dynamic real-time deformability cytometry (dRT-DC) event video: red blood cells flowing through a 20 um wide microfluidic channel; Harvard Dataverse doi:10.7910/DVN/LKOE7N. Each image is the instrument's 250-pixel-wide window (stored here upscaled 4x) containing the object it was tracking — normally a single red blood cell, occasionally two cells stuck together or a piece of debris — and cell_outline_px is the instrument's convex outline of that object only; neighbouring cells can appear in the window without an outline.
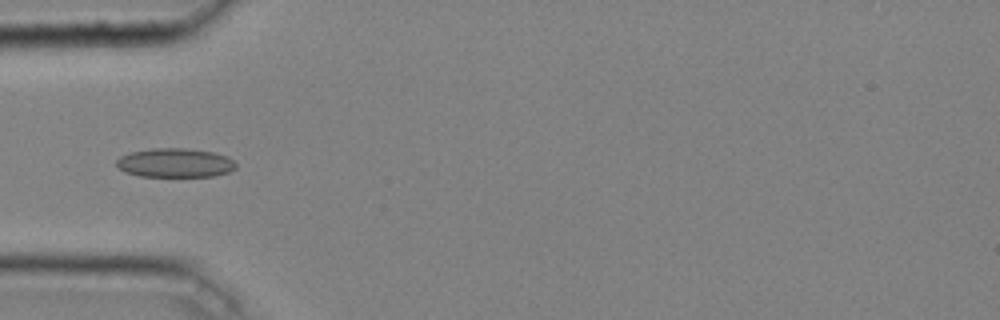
{"species": "common noctule bat (a hibernating species)", "species_latin": "Nyctalus noctula", "temperature_condition": "cold", "stored_images_in_passage": 46, "camera_frame_rate_fps": 3000, "um_per_image_px": 0.085, "animal": {"sex": "male", "body_mass_g": 20.4}, "frame": {"image": 1, "passage_image": 15, "time_ms": 4.667, "image_size_px": [1000, 320], "cell_outline_px": [[236, 168], [228, 172], [212, 176], [140, 176], [124, 172], [116, 164], [116, 160], [120, 156], [132, 152], [152, 148], [184, 148], [212, 152], [224, 156], [232, 160], [236, 164]], "centroid_in_image_um": [14.85, 13.84], "position_along_channel_um": 70.2, "area_um2": 20.0}}
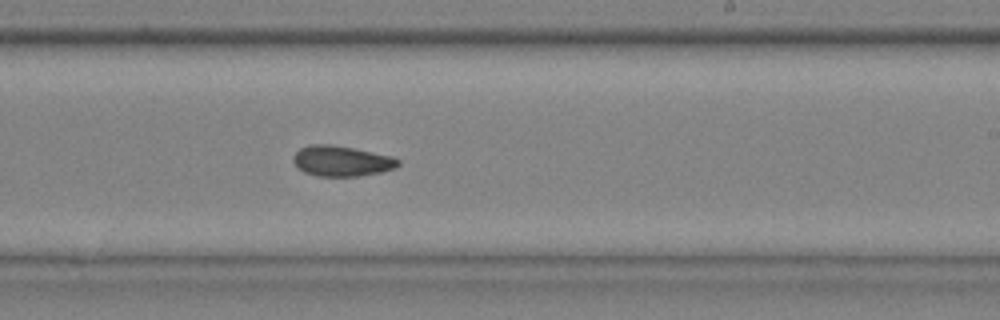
{"frame": {"image": 2, "passage_image": 29, "time_ms": 9.333, "image_size_px": [1000, 320], "cell_outline_px": [[400, 164], [396, 168], [380, 172], [356, 176], [316, 176], [304, 172], [292, 160], [292, 156], [300, 148], [308, 144], [332, 144], [392, 156], [400, 160]], "centroid_in_image_um": [29.02, 13.68], "position_along_channel_um": 260.0, "area_um2": 18.61}}
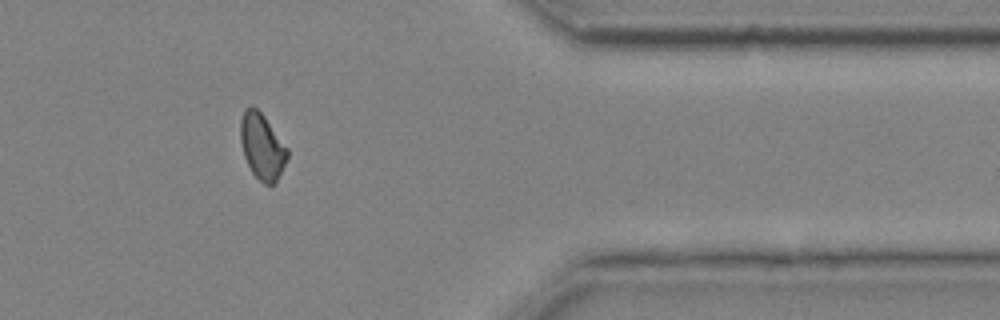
{"frame": {"image": 3, "passage_image": 40, "time_ms": 13.0, "image_size_px": [1000, 320], "cell_outline_px": [[288, 156], [276, 184], [264, 184], [252, 172], [244, 156], [240, 140], [240, 120], [244, 108], [256, 108], [264, 116], [288, 148]], "centroid_in_image_um": [22.28, 12.46], "position_along_channel_um": 389.1, "area_um2": 17.86}, "authors_computed_cell_mechanics": {"area_um2": 18.6116, "velocity_mm_per_s": 4.0735, "shape_relaxation_time_tau1_ms": null, "shape_relaxation_time_tau2_ms": 5.1953, "deformation_change_tau1": null, "deformation_change_tau2": 0.086}}